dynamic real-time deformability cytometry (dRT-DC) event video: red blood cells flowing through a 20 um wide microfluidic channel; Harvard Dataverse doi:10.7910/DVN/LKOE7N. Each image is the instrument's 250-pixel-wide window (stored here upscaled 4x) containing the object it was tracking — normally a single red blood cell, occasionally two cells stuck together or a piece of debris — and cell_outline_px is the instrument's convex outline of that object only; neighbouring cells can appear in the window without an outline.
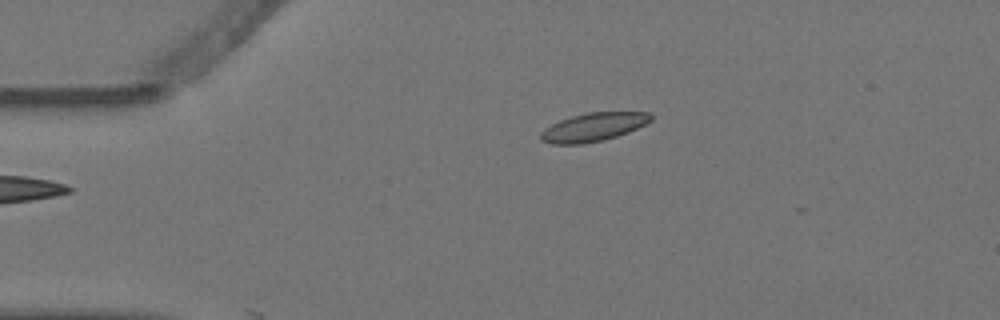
{"species": "Egyptian fruit bat (a non-hibernating species)", "species_latin": "Rousettus aegyptiacus", "temperature_condition": "warm", "stored_images_in_passage": 4, "camera_frame_rate_fps": 3000, "um_per_image_px": 0.085, "animal": {"sex": "female"}, "frame": {"image": 1, "passage_image": 4, "time_ms": 1.0, "image_size_px": [1000, 320], "cell_outline_px": [[652, 120], [628, 132], [604, 140], [580, 144], [552, 144], [540, 140], [540, 132], [544, 128], [560, 120], [572, 116], [588, 112], [648, 112], [652, 116]], "centroid_in_image_um": [50.4, 10.8], "position_along_channel_um": 34.6, "area_um2": 18.15}}